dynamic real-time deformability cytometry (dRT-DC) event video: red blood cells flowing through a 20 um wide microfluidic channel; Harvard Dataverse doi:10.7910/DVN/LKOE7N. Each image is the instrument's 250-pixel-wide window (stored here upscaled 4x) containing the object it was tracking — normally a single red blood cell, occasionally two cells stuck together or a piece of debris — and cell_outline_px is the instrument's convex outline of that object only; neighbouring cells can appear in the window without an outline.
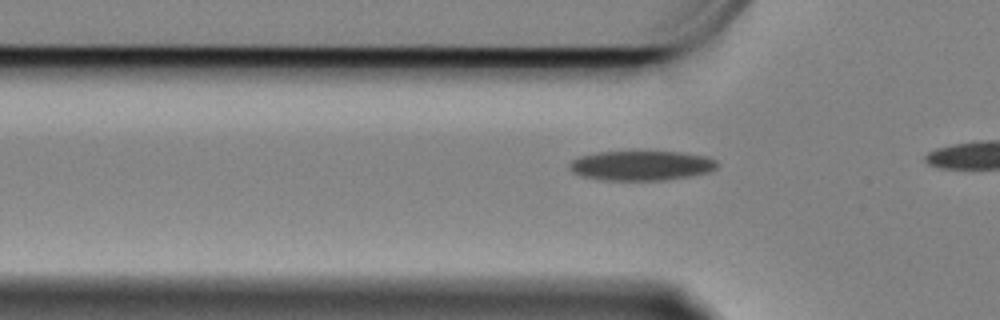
{"species": "Egyptian fruit bat (a non-hibernating species)", "species_latin": "Rousettus aegyptiacus", "temperature_condition": "cold", "stored_images_in_passage": 12, "camera_frame_rate_fps": 3000, "um_per_image_px": 0.085, "animal": {"sex": "female"}, "frame": {"image": 1, "passage_image": 10, "time_ms": 3.0, "image_size_px": [1000, 320], "cell_outline_px": [[720, 164], [716, 168], [708, 172], [688, 176], [664, 180], [604, 180], [580, 176], [572, 172], [568, 168], [568, 164], [572, 160], [580, 156], [596, 152], [680, 152], [708, 156], [716, 160]], "centroid_in_image_um": [54.5, 14.07], "position_along_channel_um": 71.3, "area_um2": 25.66}}